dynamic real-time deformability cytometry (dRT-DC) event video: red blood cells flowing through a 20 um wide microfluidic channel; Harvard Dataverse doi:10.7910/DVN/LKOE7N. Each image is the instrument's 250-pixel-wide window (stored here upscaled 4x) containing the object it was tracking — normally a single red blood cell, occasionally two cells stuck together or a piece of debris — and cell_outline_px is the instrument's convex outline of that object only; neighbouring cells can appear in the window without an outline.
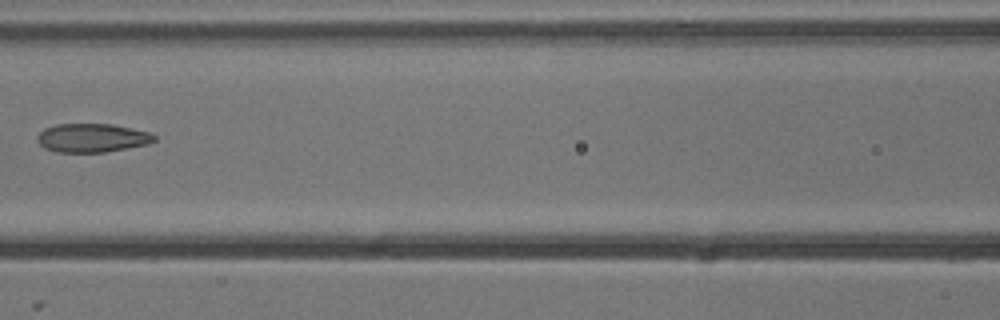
{"species": "common noctule bat (a hibernating species)", "species_latin": "Nyctalus noctula", "temperature_condition": "cold", "stored_images_in_passage": 5, "camera_frame_rate_fps": 3000, "um_per_image_px": 0.085, "animal": {"sex": "male", "body_mass_g": 13.3}, "frame": {"image": 1, "passage_image": 4, "time_ms": 1.0, "image_size_px": [1000, 320], "cell_outline_px": [[156, 140], [148, 144], [104, 152], [56, 152], [44, 148], [36, 140], [36, 136], [44, 128], [56, 124], [112, 124], [148, 132], [156, 136]], "centroid_in_image_um": [7.79, 11.72], "position_along_channel_um": 158.8, "area_um2": 19.54}}
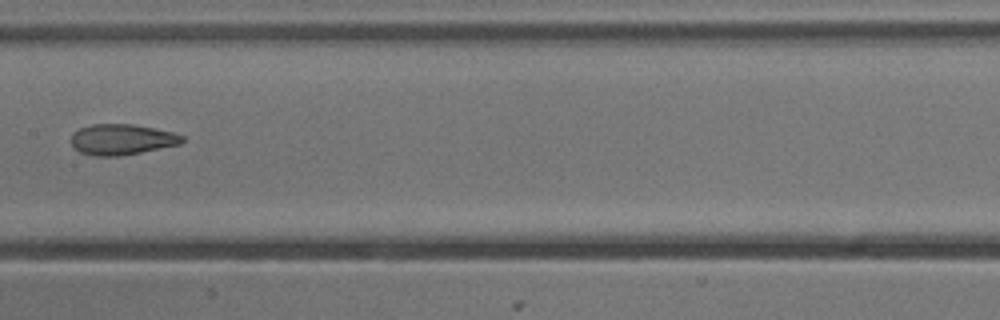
{"frame": {"image": 2, "passage_image": 5, "time_ms": 1.333, "image_size_px": [1000, 320], "cell_outline_px": [[184, 140], [180, 144], [120, 156], [92, 156], [80, 152], [72, 144], [72, 132], [80, 128], [92, 124], [132, 124], [172, 132], [184, 136]], "centroid_in_image_um": [10.33, 11.85], "position_along_channel_um": 197.1, "area_um2": 19.71}}